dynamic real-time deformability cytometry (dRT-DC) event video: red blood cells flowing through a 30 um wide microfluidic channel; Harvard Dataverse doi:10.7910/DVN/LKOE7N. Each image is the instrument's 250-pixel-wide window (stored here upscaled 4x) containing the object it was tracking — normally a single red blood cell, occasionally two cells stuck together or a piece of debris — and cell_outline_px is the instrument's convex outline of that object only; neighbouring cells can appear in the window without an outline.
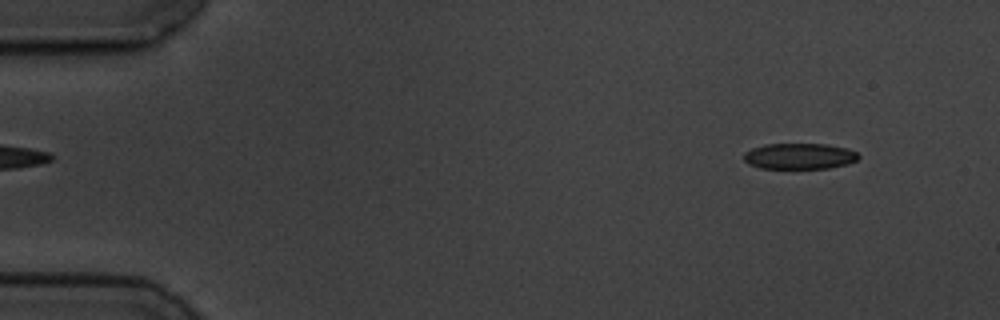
{"species": "common noctule bat (a hibernating species)", "species_latin": "Nyctalus noctula", "temperature_condition": "cold", "stored_images_in_passage": 57, "camera_frame_rate_fps": 3000, "um_per_image_px": 0.085, "animal": {"sex": "male", "body_mass_g": 19.5, "forearm_length_mm": 54.6}, "frame": {"image": 1, "passage_image": 5, "time_ms": 1.333, "image_size_px": [1000, 320], "cell_outline_px": [[860, 156], [856, 160], [848, 164], [828, 168], [760, 168], [748, 164], [744, 160], [744, 152], [752, 148], [764, 144], [828, 144], [848, 148], [856, 152]], "centroid_in_image_um": [67.95, 13.27], "position_along_channel_um": 17.0, "area_um2": 17.4}}
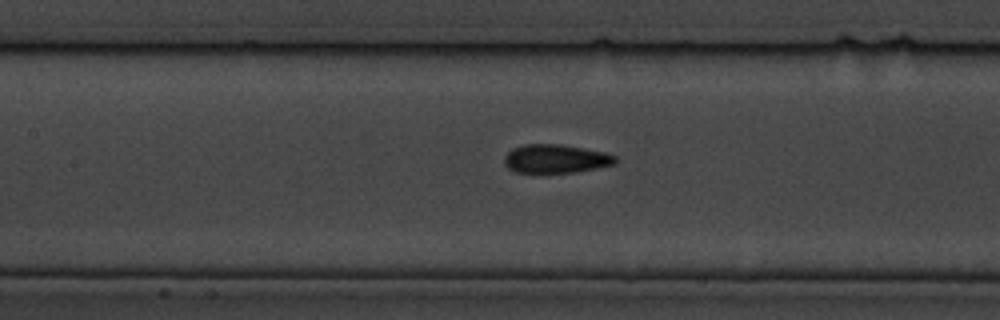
{"frame": {"image": 2, "passage_image": 26, "time_ms": 8.333, "image_size_px": [1000, 320], "cell_outline_px": [[616, 164], [596, 168], [572, 172], [516, 172], [508, 168], [504, 164], [504, 156], [512, 148], [524, 144], [560, 144], [604, 152], [616, 156]], "centroid_in_image_um": [47.21, 13.48], "position_along_channel_um": 160.2, "area_um2": 18.38}}
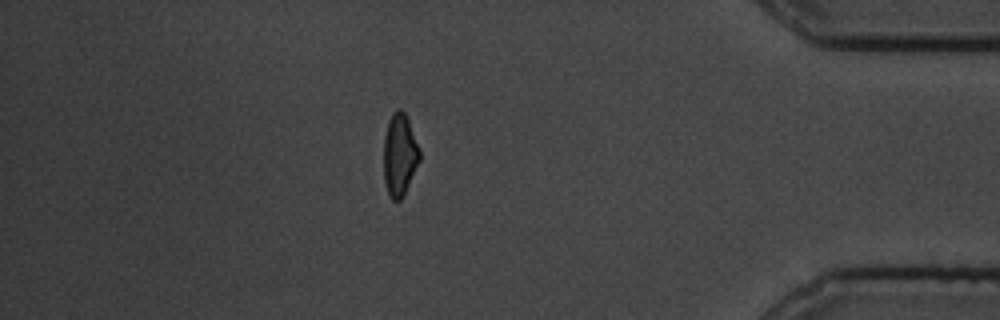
{"frame": {"image": 3, "passage_image": 50, "time_ms": 16.333, "image_size_px": [1000, 320], "cell_outline_px": [[420, 160], [404, 196], [400, 200], [392, 200], [388, 196], [384, 180], [384, 136], [388, 120], [392, 112], [396, 108], [400, 108], [404, 112], [408, 120], [420, 148]], "centroid_in_image_um": [33.96, 13.16], "position_along_channel_um": 401.2, "area_um2": 17.51}, "authors_computed_cell_mechanics": {"area_um2": 18.4382, "velocity_mm_per_s": 3.4695, "shape_relaxation_time_tau1_ms": 4.0083, "shape_relaxation_time_tau2_ms": 1.4915, "deformation_change_tau1": 0.1125, "deformation_change_tau2": 0.0586}}